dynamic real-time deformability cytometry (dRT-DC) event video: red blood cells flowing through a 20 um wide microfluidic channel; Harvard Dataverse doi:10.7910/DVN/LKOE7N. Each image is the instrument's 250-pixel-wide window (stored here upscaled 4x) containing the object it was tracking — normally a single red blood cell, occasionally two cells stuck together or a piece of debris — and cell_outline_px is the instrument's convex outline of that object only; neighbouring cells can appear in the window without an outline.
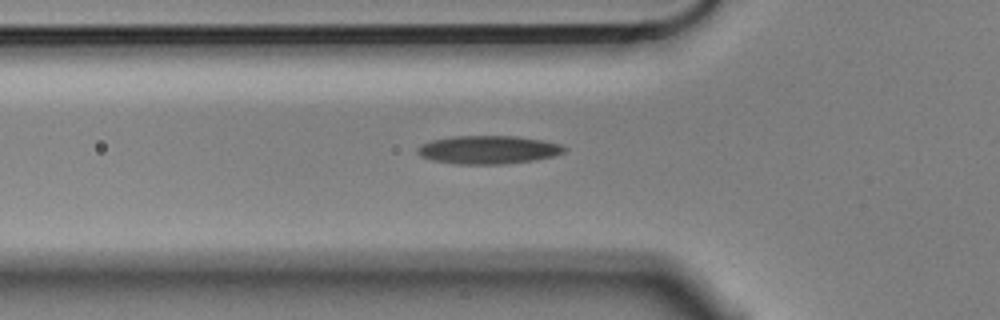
{"species": "Egyptian fruit bat (a non-hibernating species)", "species_latin": "Rousettus aegyptiacus", "temperature_condition": "cold", "stored_images_in_passage": 31, "camera_frame_rate_fps": 3000, "um_per_image_px": 0.085, "animal": {"sex": "male"}, "frame": {"image": 1, "passage_image": 2, "time_ms": 0.333, "image_size_px": [1000, 320], "cell_outline_px": [[568, 148], [564, 152], [552, 156], [536, 160], [504, 164], [456, 164], [432, 160], [420, 156], [416, 152], [416, 148], [420, 144], [432, 140], [452, 136], [516, 136], [540, 140], [560, 144]], "centroid_in_image_um": [41.47, 12.73], "position_along_channel_um": 84.3, "area_um2": 24.28}}
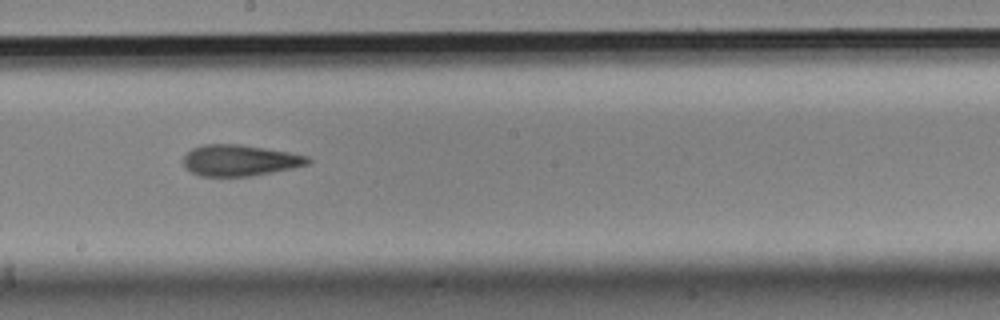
{"frame": {"image": 2, "passage_image": 14, "time_ms": 4.333, "image_size_px": [1000, 320], "cell_outline_px": [[312, 160], [308, 164], [292, 168], [252, 176], [200, 176], [192, 172], [184, 164], [184, 156], [192, 148], [204, 144], [240, 144], [292, 152], [308, 156]], "centroid_in_image_um": [20.42, 13.62], "position_along_channel_um": 227.8, "area_um2": 22.6}}
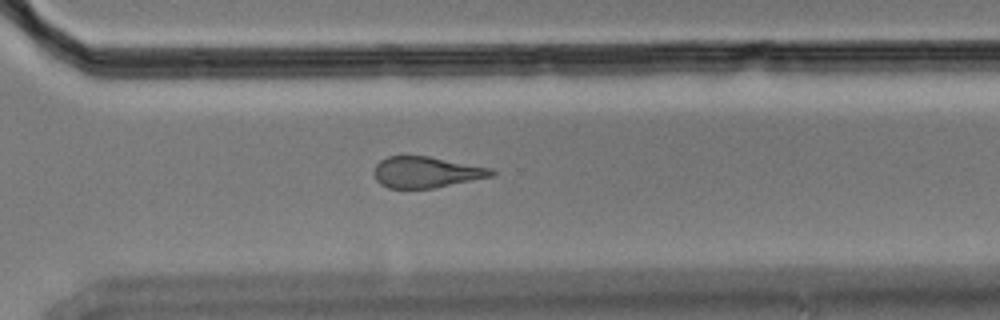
{"frame": {"image": 3, "passage_image": 23, "time_ms": 7.333, "image_size_px": [1000, 320], "cell_outline_px": [[496, 172], [492, 176], [432, 188], [388, 188], [380, 184], [376, 180], [372, 172], [376, 164], [380, 160], [388, 156], [428, 156], [492, 168]], "centroid_in_image_um": [36.18, 14.63], "position_along_channel_um": 334.4, "area_um2": 21.21}}